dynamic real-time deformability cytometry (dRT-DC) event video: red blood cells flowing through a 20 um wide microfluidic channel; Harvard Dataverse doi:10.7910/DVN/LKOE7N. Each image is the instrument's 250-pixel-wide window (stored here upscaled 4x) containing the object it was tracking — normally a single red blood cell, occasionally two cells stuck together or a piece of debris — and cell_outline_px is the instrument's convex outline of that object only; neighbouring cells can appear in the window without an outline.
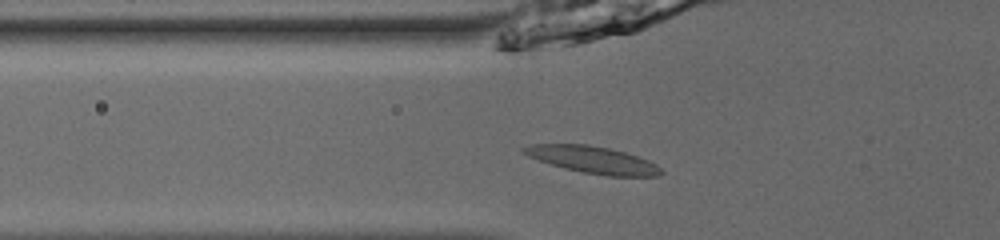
{"species": "common noctule bat (a hibernating species)", "species_latin": "Nyctalus noctula", "temperature_condition": "room temperature", "stored_images_in_passage": 36, "camera_frame_rate_fps": 3000, "um_per_image_px": 0.085, "animal": {"sex": "male", "body_mass_g": 13.0, "forearm_length_mm": 53.1}, "frame": {"image": 1, "passage_image": 9, "time_ms": 2.667, "image_size_px": [1000, 240], "cell_outline_px": [[664, 172], [660, 176], [608, 176], [580, 172], [564, 168], [528, 156], [520, 148], [532, 144], [588, 144], [608, 148], [624, 152], [648, 160], [656, 164]], "centroid_in_image_um": [50.41, 13.59], "position_along_channel_um": 75.4, "area_um2": 21.44}}
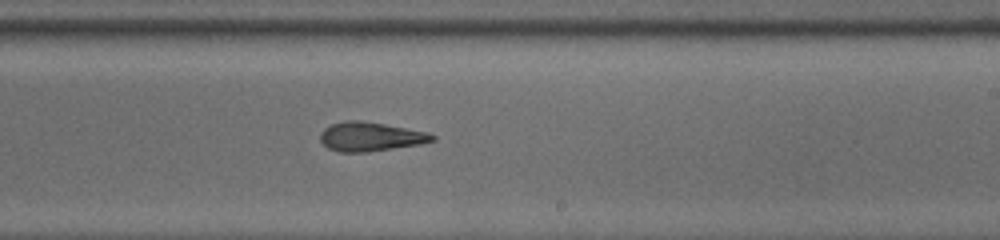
{"frame": {"image": 2, "passage_image": 23, "time_ms": 7.333, "image_size_px": [1000, 240], "cell_outline_px": [[436, 140], [420, 144], [368, 152], [340, 152], [328, 148], [320, 140], [320, 132], [324, 128], [332, 124], [344, 120], [360, 120], [384, 124], [428, 132], [436, 136]], "centroid_in_image_um": [31.48, 11.61], "position_along_channel_um": 257.5, "area_um2": 19.02}}
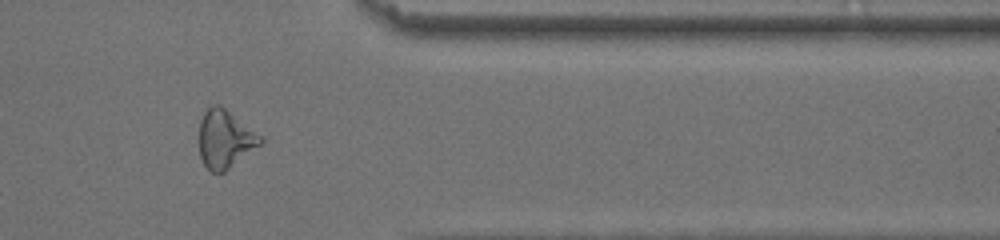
{"frame": {"image": 3, "passage_image": 34, "time_ms": 11.0, "image_size_px": [1000, 240], "cell_outline_px": [[264, 140], [260, 144], [224, 172], [212, 172], [204, 164], [200, 156], [200, 120], [204, 112], [212, 104], [220, 104], [260, 136]], "centroid_in_image_um": [19.09, 11.81], "position_along_channel_um": 392.3, "area_um2": 20.17}, "authors_computed_cell_mechanics": {"area_um2": 19.2474, "velocity_mm_per_s": 3.8781, "shape_relaxation_time_tau1_ms": null, "shape_relaxation_time_tau2_ms": 3.8293, "deformation_change_tau1": null, "deformation_change_tau2": 0.1489}}